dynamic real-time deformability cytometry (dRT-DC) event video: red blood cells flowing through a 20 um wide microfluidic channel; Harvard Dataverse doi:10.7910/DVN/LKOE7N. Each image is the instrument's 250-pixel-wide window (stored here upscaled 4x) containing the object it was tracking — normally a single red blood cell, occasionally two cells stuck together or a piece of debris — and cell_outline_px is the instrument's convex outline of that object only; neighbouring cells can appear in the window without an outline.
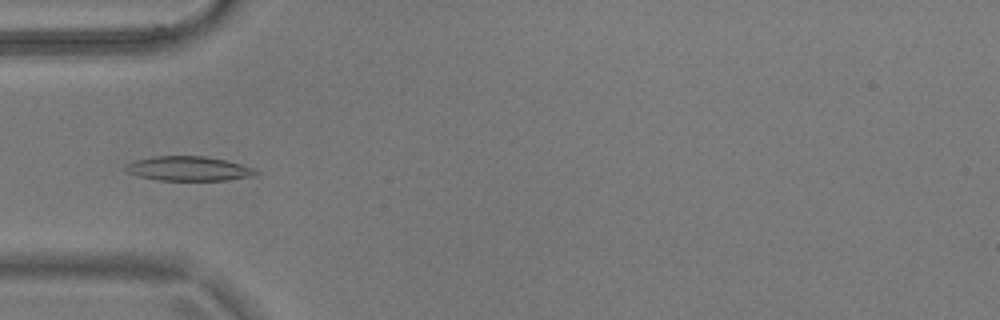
{"species": "common noctule bat (a hibernating species)", "species_latin": "Nyctalus noctula", "temperature_condition": "warm", "stored_images_in_passage": 46, "camera_frame_rate_fps": 3000, "um_per_image_px": 0.085, "animal": {"sex": "male", "body_mass_g": 17.9}, "frame": {"image": 1, "passage_image": 9, "time_ms": 2.667, "image_size_px": [1000, 320], "cell_outline_px": [[260, 172], [256, 176], [228, 180], [156, 180], [140, 176], [128, 172], [124, 168], [124, 164], [136, 160], [152, 156], [204, 156], [224, 160], [256, 168]], "centroid_in_image_um": [16.06, 14.33], "position_along_channel_um": 68.9, "area_um2": 18.67}}
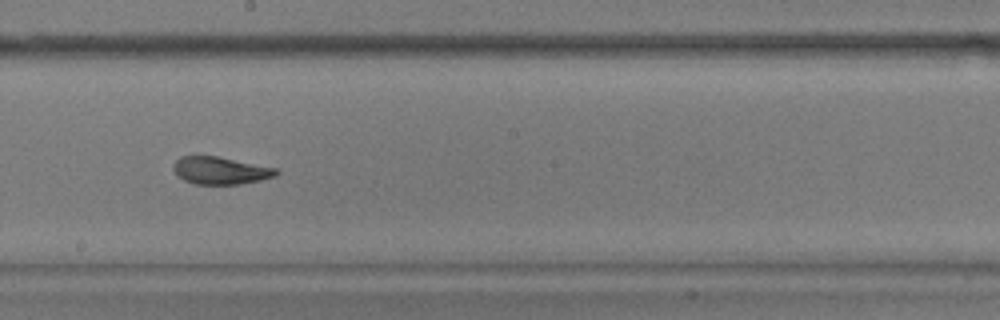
{"frame": {"image": 2, "passage_image": 22, "time_ms": 7.0, "image_size_px": [1000, 320], "cell_outline_px": [[280, 172], [276, 176], [260, 180], [240, 184], [196, 184], [184, 180], [176, 176], [172, 168], [172, 164], [180, 156], [216, 156], [276, 168]], "centroid_in_image_um": [18.7, 14.5], "position_along_channel_um": 229.5, "area_um2": 16.47}}
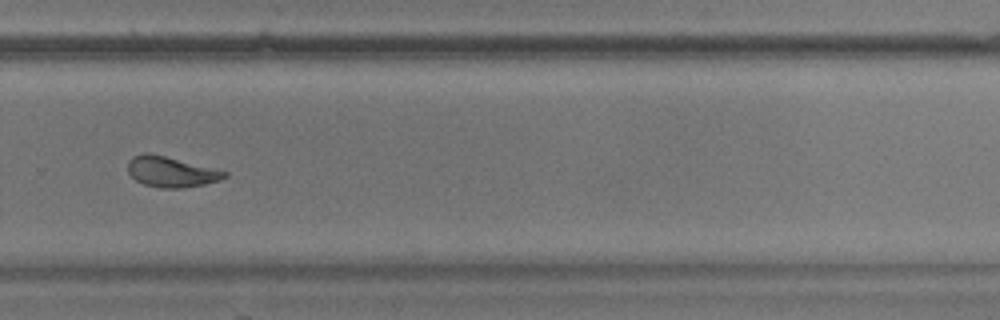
{"frame": {"image": 3, "passage_image": 29, "time_ms": 9.333, "image_size_px": [1000, 320], "cell_outline_px": [[228, 176], [220, 180], [204, 184], [180, 188], [160, 188], [144, 184], [136, 180], [128, 172], [128, 160], [132, 156], [144, 152], [148, 152], [228, 172]], "centroid_in_image_um": [14.51, 14.6], "position_along_channel_um": 315.3, "area_um2": 16.99}, "authors_computed_cell_mechanics": {"area_um2": 17.629, "velocity_mm_per_s": 3.6847, "shape_relaxation_time_tau1_ms": null, "shape_relaxation_time_tau2_ms": 2.7035, "deformation_change_tau1": null, "deformation_change_tau2": 0.0965}}